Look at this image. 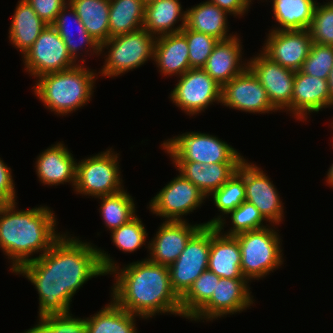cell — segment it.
<instances>
[{
	"instance_id": "6da1fadb",
	"label": "cell",
	"mask_w": 333,
	"mask_h": 333,
	"mask_svg": "<svg viewBox=\"0 0 333 333\" xmlns=\"http://www.w3.org/2000/svg\"><path fill=\"white\" fill-rule=\"evenodd\" d=\"M66 232L42 256L14 273L27 278L39 295L38 317L67 313L77 290L93 277L106 276L97 246Z\"/></svg>"
},
{
	"instance_id": "7a4b0ae2",
	"label": "cell",
	"mask_w": 333,
	"mask_h": 333,
	"mask_svg": "<svg viewBox=\"0 0 333 333\" xmlns=\"http://www.w3.org/2000/svg\"><path fill=\"white\" fill-rule=\"evenodd\" d=\"M99 252L104 272L115 276L110 299L117 305L142 319L161 313L182 317L180 297L172 288L168 266L146 258L120 268L110 254L102 249Z\"/></svg>"
},
{
	"instance_id": "3957f363",
	"label": "cell",
	"mask_w": 333,
	"mask_h": 333,
	"mask_svg": "<svg viewBox=\"0 0 333 333\" xmlns=\"http://www.w3.org/2000/svg\"><path fill=\"white\" fill-rule=\"evenodd\" d=\"M17 204L0 205V248L12 262V273L32 261L35 253L42 256L63 235L49 207L18 210Z\"/></svg>"
},
{
	"instance_id": "277c9868",
	"label": "cell",
	"mask_w": 333,
	"mask_h": 333,
	"mask_svg": "<svg viewBox=\"0 0 333 333\" xmlns=\"http://www.w3.org/2000/svg\"><path fill=\"white\" fill-rule=\"evenodd\" d=\"M82 63L68 70L41 75L33 86L44 107L56 115L75 112L91 101L97 73Z\"/></svg>"
},
{
	"instance_id": "5b68a950",
	"label": "cell",
	"mask_w": 333,
	"mask_h": 333,
	"mask_svg": "<svg viewBox=\"0 0 333 333\" xmlns=\"http://www.w3.org/2000/svg\"><path fill=\"white\" fill-rule=\"evenodd\" d=\"M241 251V272L250 282L259 280L283 264L282 240L270 226L235 236Z\"/></svg>"
},
{
	"instance_id": "8992f818",
	"label": "cell",
	"mask_w": 333,
	"mask_h": 333,
	"mask_svg": "<svg viewBox=\"0 0 333 333\" xmlns=\"http://www.w3.org/2000/svg\"><path fill=\"white\" fill-rule=\"evenodd\" d=\"M155 42L156 37L144 28L109 38L100 47L101 54L105 49L108 53L104 55L105 62L98 72L99 76L106 78L121 76L139 68L148 60H153Z\"/></svg>"
},
{
	"instance_id": "52a82bcc",
	"label": "cell",
	"mask_w": 333,
	"mask_h": 333,
	"mask_svg": "<svg viewBox=\"0 0 333 333\" xmlns=\"http://www.w3.org/2000/svg\"><path fill=\"white\" fill-rule=\"evenodd\" d=\"M222 139L201 132H186L168 138L161 143L171 161H194L198 163H242L241 154Z\"/></svg>"
},
{
	"instance_id": "ba28073f",
	"label": "cell",
	"mask_w": 333,
	"mask_h": 333,
	"mask_svg": "<svg viewBox=\"0 0 333 333\" xmlns=\"http://www.w3.org/2000/svg\"><path fill=\"white\" fill-rule=\"evenodd\" d=\"M118 156L119 153L111 147L77 162L73 188L76 194L97 198L122 191L124 186Z\"/></svg>"
},
{
	"instance_id": "9c48e42d",
	"label": "cell",
	"mask_w": 333,
	"mask_h": 333,
	"mask_svg": "<svg viewBox=\"0 0 333 333\" xmlns=\"http://www.w3.org/2000/svg\"><path fill=\"white\" fill-rule=\"evenodd\" d=\"M22 58L25 71L34 78L68 70L79 64L71 57L64 40L52 25L44 28Z\"/></svg>"
},
{
	"instance_id": "30bf717a",
	"label": "cell",
	"mask_w": 333,
	"mask_h": 333,
	"mask_svg": "<svg viewBox=\"0 0 333 333\" xmlns=\"http://www.w3.org/2000/svg\"><path fill=\"white\" fill-rule=\"evenodd\" d=\"M210 242L211 226H202L186 243L180 256L169 266L172 288L180 298L208 269Z\"/></svg>"
},
{
	"instance_id": "8fae6325",
	"label": "cell",
	"mask_w": 333,
	"mask_h": 333,
	"mask_svg": "<svg viewBox=\"0 0 333 333\" xmlns=\"http://www.w3.org/2000/svg\"><path fill=\"white\" fill-rule=\"evenodd\" d=\"M179 78L169 98L187 115L205 112L213 102L221 103L222 87L203 68H190Z\"/></svg>"
},
{
	"instance_id": "7c38bea8",
	"label": "cell",
	"mask_w": 333,
	"mask_h": 333,
	"mask_svg": "<svg viewBox=\"0 0 333 333\" xmlns=\"http://www.w3.org/2000/svg\"><path fill=\"white\" fill-rule=\"evenodd\" d=\"M205 199V195L179 173L150 200L148 208L165 221H186L184 216L198 209Z\"/></svg>"
},
{
	"instance_id": "4fadbf2b",
	"label": "cell",
	"mask_w": 333,
	"mask_h": 333,
	"mask_svg": "<svg viewBox=\"0 0 333 333\" xmlns=\"http://www.w3.org/2000/svg\"><path fill=\"white\" fill-rule=\"evenodd\" d=\"M245 159L237 173L243 178L246 199L253 204L262 216L275 228L284 218V206L273 181L256 164Z\"/></svg>"
},
{
	"instance_id": "5bb4252c",
	"label": "cell",
	"mask_w": 333,
	"mask_h": 333,
	"mask_svg": "<svg viewBox=\"0 0 333 333\" xmlns=\"http://www.w3.org/2000/svg\"><path fill=\"white\" fill-rule=\"evenodd\" d=\"M246 278H220L211 298L190 318L191 321L213 319L241 313L253 305V297Z\"/></svg>"
},
{
	"instance_id": "9a60e30c",
	"label": "cell",
	"mask_w": 333,
	"mask_h": 333,
	"mask_svg": "<svg viewBox=\"0 0 333 333\" xmlns=\"http://www.w3.org/2000/svg\"><path fill=\"white\" fill-rule=\"evenodd\" d=\"M248 68L266 90L272 106L278 110L291 113V100L296 71L282 67L272 61L262 51L250 57Z\"/></svg>"
},
{
	"instance_id": "2e32d148",
	"label": "cell",
	"mask_w": 333,
	"mask_h": 333,
	"mask_svg": "<svg viewBox=\"0 0 333 333\" xmlns=\"http://www.w3.org/2000/svg\"><path fill=\"white\" fill-rule=\"evenodd\" d=\"M221 104L254 114L277 111L270 103L266 90L248 67L222 87Z\"/></svg>"
},
{
	"instance_id": "e0dca14e",
	"label": "cell",
	"mask_w": 333,
	"mask_h": 333,
	"mask_svg": "<svg viewBox=\"0 0 333 333\" xmlns=\"http://www.w3.org/2000/svg\"><path fill=\"white\" fill-rule=\"evenodd\" d=\"M270 30L261 51L282 67L300 70L312 45L309 30Z\"/></svg>"
},
{
	"instance_id": "ac0fdd59",
	"label": "cell",
	"mask_w": 333,
	"mask_h": 333,
	"mask_svg": "<svg viewBox=\"0 0 333 333\" xmlns=\"http://www.w3.org/2000/svg\"><path fill=\"white\" fill-rule=\"evenodd\" d=\"M205 223L189 224L186 221H164L148 244V259L164 266H170L184 250L186 243Z\"/></svg>"
},
{
	"instance_id": "d6986e66",
	"label": "cell",
	"mask_w": 333,
	"mask_h": 333,
	"mask_svg": "<svg viewBox=\"0 0 333 333\" xmlns=\"http://www.w3.org/2000/svg\"><path fill=\"white\" fill-rule=\"evenodd\" d=\"M331 106L333 107V100L327 79L296 71L291 100L292 116L304 122L310 113H318Z\"/></svg>"
},
{
	"instance_id": "ffe728a7",
	"label": "cell",
	"mask_w": 333,
	"mask_h": 333,
	"mask_svg": "<svg viewBox=\"0 0 333 333\" xmlns=\"http://www.w3.org/2000/svg\"><path fill=\"white\" fill-rule=\"evenodd\" d=\"M76 161L77 159H74L68 148L62 142H57L37 157L34 167L38 180L43 185L48 186H57L68 182L74 188Z\"/></svg>"
},
{
	"instance_id": "44dd1931",
	"label": "cell",
	"mask_w": 333,
	"mask_h": 333,
	"mask_svg": "<svg viewBox=\"0 0 333 333\" xmlns=\"http://www.w3.org/2000/svg\"><path fill=\"white\" fill-rule=\"evenodd\" d=\"M238 37L236 34L218 41L203 67L221 87L248 67V62L242 61V42Z\"/></svg>"
},
{
	"instance_id": "7402d4cb",
	"label": "cell",
	"mask_w": 333,
	"mask_h": 333,
	"mask_svg": "<svg viewBox=\"0 0 333 333\" xmlns=\"http://www.w3.org/2000/svg\"><path fill=\"white\" fill-rule=\"evenodd\" d=\"M176 170L195 185L206 198L223 186L235 173L241 163H210L194 161H172Z\"/></svg>"
},
{
	"instance_id": "603a6c76",
	"label": "cell",
	"mask_w": 333,
	"mask_h": 333,
	"mask_svg": "<svg viewBox=\"0 0 333 333\" xmlns=\"http://www.w3.org/2000/svg\"><path fill=\"white\" fill-rule=\"evenodd\" d=\"M51 25L59 33L60 37L64 40L69 54L76 62L79 63L81 61L82 63H85L86 60L84 59V57L78 60V58L81 57L79 56L80 51L85 52L82 50L84 46L85 48L88 47L86 49V55H90V53L91 55H101V45H99V43L87 32L86 28L77 16L75 9L71 6L69 2H67L61 8V11ZM70 26H72L73 29L76 27L75 31L78 36L73 33V29H71L72 27ZM89 50L90 53H87L89 52Z\"/></svg>"
},
{
	"instance_id": "cb8c5ba5",
	"label": "cell",
	"mask_w": 333,
	"mask_h": 333,
	"mask_svg": "<svg viewBox=\"0 0 333 333\" xmlns=\"http://www.w3.org/2000/svg\"><path fill=\"white\" fill-rule=\"evenodd\" d=\"M208 270L220 278H245L241 272V251L235 236L222 234L211 226Z\"/></svg>"
},
{
	"instance_id": "d4e9b609",
	"label": "cell",
	"mask_w": 333,
	"mask_h": 333,
	"mask_svg": "<svg viewBox=\"0 0 333 333\" xmlns=\"http://www.w3.org/2000/svg\"><path fill=\"white\" fill-rule=\"evenodd\" d=\"M153 61L161 75H183L190 69L186 37L181 32L157 37Z\"/></svg>"
},
{
	"instance_id": "484cf974",
	"label": "cell",
	"mask_w": 333,
	"mask_h": 333,
	"mask_svg": "<svg viewBox=\"0 0 333 333\" xmlns=\"http://www.w3.org/2000/svg\"><path fill=\"white\" fill-rule=\"evenodd\" d=\"M187 11L179 0H155L145 4L143 28L156 38L179 33L186 26ZM181 21V24L175 26ZM175 26V27H174Z\"/></svg>"
},
{
	"instance_id": "4316f807",
	"label": "cell",
	"mask_w": 333,
	"mask_h": 333,
	"mask_svg": "<svg viewBox=\"0 0 333 333\" xmlns=\"http://www.w3.org/2000/svg\"><path fill=\"white\" fill-rule=\"evenodd\" d=\"M47 25L26 0H19L9 28V41L24 55Z\"/></svg>"
},
{
	"instance_id": "83f0119b",
	"label": "cell",
	"mask_w": 333,
	"mask_h": 333,
	"mask_svg": "<svg viewBox=\"0 0 333 333\" xmlns=\"http://www.w3.org/2000/svg\"><path fill=\"white\" fill-rule=\"evenodd\" d=\"M186 27L188 29L210 35L219 41L235 36L229 32L226 11L210 1H203L186 9Z\"/></svg>"
},
{
	"instance_id": "f1b7e54d",
	"label": "cell",
	"mask_w": 333,
	"mask_h": 333,
	"mask_svg": "<svg viewBox=\"0 0 333 333\" xmlns=\"http://www.w3.org/2000/svg\"><path fill=\"white\" fill-rule=\"evenodd\" d=\"M87 32L102 45L109 39V0H68Z\"/></svg>"
},
{
	"instance_id": "f546056e",
	"label": "cell",
	"mask_w": 333,
	"mask_h": 333,
	"mask_svg": "<svg viewBox=\"0 0 333 333\" xmlns=\"http://www.w3.org/2000/svg\"><path fill=\"white\" fill-rule=\"evenodd\" d=\"M136 317L111 299L100 311L85 318L87 333H137Z\"/></svg>"
},
{
	"instance_id": "4dcf8cb0",
	"label": "cell",
	"mask_w": 333,
	"mask_h": 333,
	"mask_svg": "<svg viewBox=\"0 0 333 333\" xmlns=\"http://www.w3.org/2000/svg\"><path fill=\"white\" fill-rule=\"evenodd\" d=\"M267 1V0H266ZM278 27L273 30H308L313 20L315 0H270ZM280 25V26H279Z\"/></svg>"
},
{
	"instance_id": "1f68e13d",
	"label": "cell",
	"mask_w": 333,
	"mask_h": 333,
	"mask_svg": "<svg viewBox=\"0 0 333 333\" xmlns=\"http://www.w3.org/2000/svg\"><path fill=\"white\" fill-rule=\"evenodd\" d=\"M109 38L143 28L144 0H109Z\"/></svg>"
},
{
	"instance_id": "d6a6232c",
	"label": "cell",
	"mask_w": 333,
	"mask_h": 333,
	"mask_svg": "<svg viewBox=\"0 0 333 333\" xmlns=\"http://www.w3.org/2000/svg\"><path fill=\"white\" fill-rule=\"evenodd\" d=\"M210 197L213 198L216 208L222 214L206 222L205 226H215L217 229H224L225 216L239 207L246 199L243 178L238 173H235L223 186L215 190Z\"/></svg>"
},
{
	"instance_id": "836d02e7",
	"label": "cell",
	"mask_w": 333,
	"mask_h": 333,
	"mask_svg": "<svg viewBox=\"0 0 333 333\" xmlns=\"http://www.w3.org/2000/svg\"><path fill=\"white\" fill-rule=\"evenodd\" d=\"M97 198L101 199L99 212L107 230L121 227L136 215L137 207L127 190Z\"/></svg>"
},
{
	"instance_id": "e575fe53",
	"label": "cell",
	"mask_w": 333,
	"mask_h": 333,
	"mask_svg": "<svg viewBox=\"0 0 333 333\" xmlns=\"http://www.w3.org/2000/svg\"><path fill=\"white\" fill-rule=\"evenodd\" d=\"M220 277L205 270L180 298L182 317L190 319L212 296Z\"/></svg>"
},
{
	"instance_id": "d590c367",
	"label": "cell",
	"mask_w": 333,
	"mask_h": 333,
	"mask_svg": "<svg viewBox=\"0 0 333 333\" xmlns=\"http://www.w3.org/2000/svg\"><path fill=\"white\" fill-rule=\"evenodd\" d=\"M142 220L135 215L131 220L111 231V239L117 249L133 253L146 244L147 230Z\"/></svg>"
},
{
	"instance_id": "8d00e7d4",
	"label": "cell",
	"mask_w": 333,
	"mask_h": 333,
	"mask_svg": "<svg viewBox=\"0 0 333 333\" xmlns=\"http://www.w3.org/2000/svg\"><path fill=\"white\" fill-rule=\"evenodd\" d=\"M230 214L231 225L230 229L224 233V229H218L222 234L229 236H236L240 233L258 230L269 226L264 225L267 220L262 216L260 211L251 203L244 201L239 207L229 212L225 217Z\"/></svg>"
},
{
	"instance_id": "74e56055",
	"label": "cell",
	"mask_w": 333,
	"mask_h": 333,
	"mask_svg": "<svg viewBox=\"0 0 333 333\" xmlns=\"http://www.w3.org/2000/svg\"><path fill=\"white\" fill-rule=\"evenodd\" d=\"M180 32L187 39L190 68H203L219 40L186 26Z\"/></svg>"
},
{
	"instance_id": "f35d334b",
	"label": "cell",
	"mask_w": 333,
	"mask_h": 333,
	"mask_svg": "<svg viewBox=\"0 0 333 333\" xmlns=\"http://www.w3.org/2000/svg\"><path fill=\"white\" fill-rule=\"evenodd\" d=\"M312 42L333 46V1L317 2L309 27Z\"/></svg>"
},
{
	"instance_id": "ab89813d",
	"label": "cell",
	"mask_w": 333,
	"mask_h": 333,
	"mask_svg": "<svg viewBox=\"0 0 333 333\" xmlns=\"http://www.w3.org/2000/svg\"><path fill=\"white\" fill-rule=\"evenodd\" d=\"M333 66V46L312 42L309 55L305 59L300 71L304 74L328 79Z\"/></svg>"
},
{
	"instance_id": "60d3db41",
	"label": "cell",
	"mask_w": 333,
	"mask_h": 333,
	"mask_svg": "<svg viewBox=\"0 0 333 333\" xmlns=\"http://www.w3.org/2000/svg\"><path fill=\"white\" fill-rule=\"evenodd\" d=\"M70 312L43 317L51 324L52 330H57V333H87L85 318H74Z\"/></svg>"
},
{
	"instance_id": "b9f144b4",
	"label": "cell",
	"mask_w": 333,
	"mask_h": 333,
	"mask_svg": "<svg viewBox=\"0 0 333 333\" xmlns=\"http://www.w3.org/2000/svg\"><path fill=\"white\" fill-rule=\"evenodd\" d=\"M37 15L51 25L68 0H26Z\"/></svg>"
},
{
	"instance_id": "7bdbcfd3",
	"label": "cell",
	"mask_w": 333,
	"mask_h": 333,
	"mask_svg": "<svg viewBox=\"0 0 333 333\" xmlns=\"http://www.w3.org/2000/svg\"><path fill=\"white\" fill-rule=\"evenodd\" d=\"M15 193L12 170L0 158V205L15 203L17 201Z\"/></svg>"
},
{
	"instance_id": "ee69618b",
	"label": "cell",
	"mask_w": 333,
	"mask_h": 333,
	"mask_svg": "<svg viewBox=\"0 0 333 333\" xmlns=\"http://www.w3.org/2000/svg\"><path fill=\"white\" fill-rule=\"evenodd\" d=\"M222 10L226 11L229 15H234L233 17H242L246 12H248L250 4L253 0H208Z\"/></svg>"
},
{
	"instance_id": "f6af8a7d",
	"label": "cell",
	"mask_w": 333,
	"mask_h": 333,
	"mask_svg": "<svg viewBox=\"0 0 333 333\" xmlns=\"http://www.w3.org/2000/svg\"><path fill=\"white\" fill-rule=\"evenodd\" d=\"M38 319L39 321L34 327L25 330L23 333H57V330H52L51 324L44 317Z\"/></svg>"
},
{
	"instance_id": "bcb514c9",
	"label": "cell",
	"mask_w": 333,
	"mask_h": 333,
	"mask_svg": "<svg viewBox=\"0 0 333 333\" xmlns=\"http://www.w3.org/2000/svg\"><path fill=\"white\" fill-rule=\"evenodd\" d=\"M327 82H328V87H329V93H330V96L333 100V66H332V68L329 72Z\"/></svg>"
},
{
	"instance_id": "7dc6e473",
	"label": "cell",
	"mask_w": 333,
	"mask_h": 333,
	"mask_svg": "<svg viewBox=\"0 0 333 333\" xmlns=\"http://www.w3.org/2000/svg\"><path fill=\"white\" fill-rule=\"evenodd\" d=\"M333 145V144H332ZM326 177V183H328L331 188L333 187V164L330 166Z\"/></svg>"
},
{
	"instance_id": "c3c4849f",
	"label": "cell",
	"mask_w": 333,
	"mask_h": 333,
	"mask_svg": "<svg viewBox=\"0 0 333 333\" xmlns=\"http://www.w3.org/2000/svg\"><path fill=\"white\" fill-rule=\"evenodd\" d=\"M145 1V4L148 3V2H152V1H155V0H144Z\"/></svg>"
}]
</instances>
